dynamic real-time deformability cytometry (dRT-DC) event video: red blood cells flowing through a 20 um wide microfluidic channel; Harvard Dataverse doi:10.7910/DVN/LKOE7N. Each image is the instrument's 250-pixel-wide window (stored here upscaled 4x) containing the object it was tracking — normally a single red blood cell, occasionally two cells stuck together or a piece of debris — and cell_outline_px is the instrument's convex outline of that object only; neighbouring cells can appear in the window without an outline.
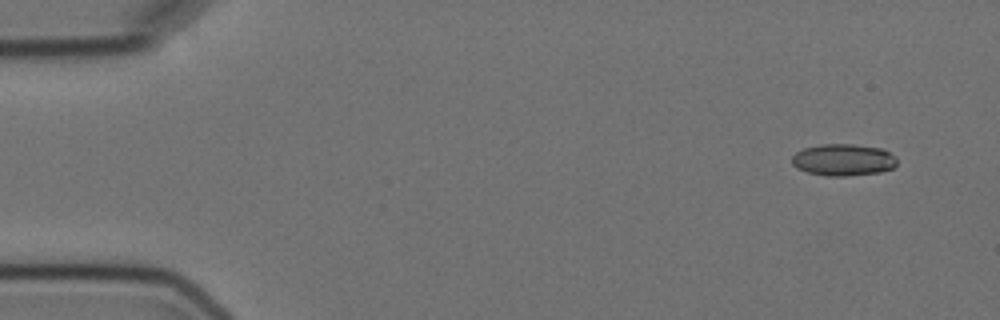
{"species": "Egyptian fruit bat (a non-hibernating species)", "species_latin": "Rousettus aegyptiacus", "temperature_condition": "cold", "stored_images_in_passage": 4, "camera_frame_rate_fps": 3000, "um_per_image_px": 0.085, "animal": {"sex": "female"}, "frame": {"image": 1, "passage_image": 1, "time_ms": 0.0, "image_size_px": [1000, 320], "cell_outline_px": [[896, 164], [892, 168], [880, 172], [848, 176], [828, 176], [808, 172], [796, 168], [792, 164], [792, 156], [796, 152], [804, 148], [820, 144], [852, 144], [880, 148], [888, 152], [896, 160]], "centroid_in_image_um": [71.64, 13.59], "position_along_channel_um": 13.4, "area_um2": 19.36}}